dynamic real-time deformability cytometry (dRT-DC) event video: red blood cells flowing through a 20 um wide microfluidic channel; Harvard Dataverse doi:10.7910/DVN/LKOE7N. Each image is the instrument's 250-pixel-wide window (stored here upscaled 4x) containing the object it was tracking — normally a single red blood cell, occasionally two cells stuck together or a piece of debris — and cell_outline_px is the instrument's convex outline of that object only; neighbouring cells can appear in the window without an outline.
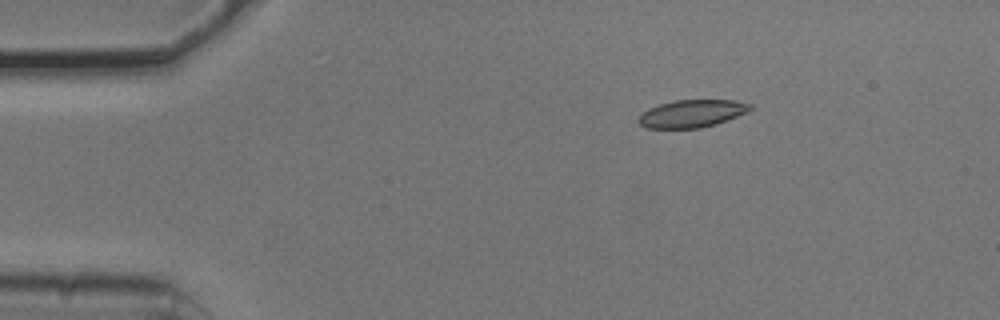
{"species": "common noctule bat (a hibernating species)", "species_latin": "Nyctalus noctula", "temperature_condition": "cold", "stored_images_in_passage": 6, "camera_frame_rate_fps": 3000, "um_per_image_px": 0.085, "animal": {"sex": "male", "body_mass_g": 20.5, "forearm_length_mm": 52.5}, "frame": {"image": 1, "passage_image": 3, "time_ms": 0.667, "image_size_px": [1000, 320], "cell_outline_px": [[752, 108], [748, 112], [716, 124], [700, 128], [644, 128], [636, 120], [648, 108], [660, 104], [676, 100], [732, 100], [752, 104]], "centroid_in_image_um": [58.81, 9.66], "position_along_channel_um": 26.2, "area_um2": 17.92}}
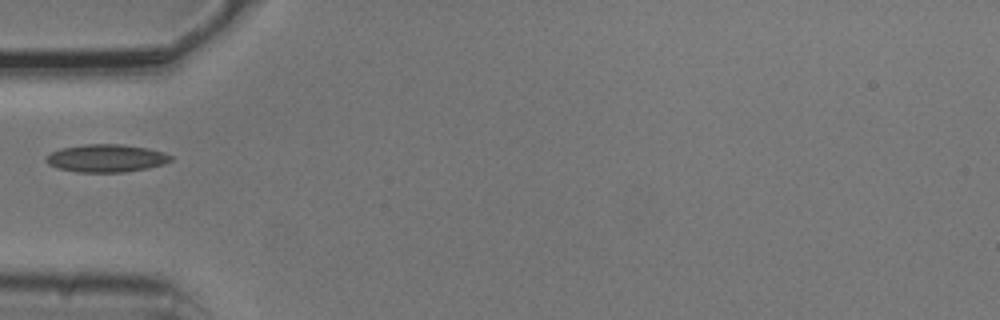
{"frame": {"image": 2, "passage_image": 5, "time_ms": 1.333, "image_size_px": [1000, 320], "cell_outline_px": [[172, 160], [164, 164], [148, 168], [124, 172], [80, 172], [60, 168], [48, 164], [44, 160], [44, 156], [60, 148], [84, 144], [124, 144], [148, 148], [164, 152], [172, 156]], "centroid_in_image_um": [9.04, 13.44], "position_along_channel_um": 76.0, "area_um2": 20.29}}